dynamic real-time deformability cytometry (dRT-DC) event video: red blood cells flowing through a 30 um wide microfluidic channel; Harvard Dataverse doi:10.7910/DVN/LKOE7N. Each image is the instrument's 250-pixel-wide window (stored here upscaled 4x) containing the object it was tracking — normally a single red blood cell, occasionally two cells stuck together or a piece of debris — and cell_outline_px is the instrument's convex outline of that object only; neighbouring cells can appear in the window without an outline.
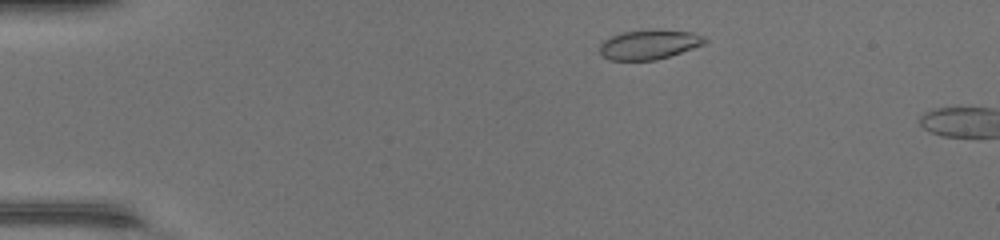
{"species": "common noctule bat (a hibernating species)", "species_latin": "Nyctalus noctula", "temperature_condition": "warm", "stored_images_in_passage": 6, "camera_frame_rate_fps": 3000, "um_per_image_px": 0.085, "animal": {"sex": "female", "body_mass_g": 17.0, "forearm_length_mm": 48.0}, "frame": {"image": 1, "passage_image": 4, "time_ms": 1.0, "image_size_px": [1000, 240], "cell_outline_px": [[708, 40], [704, 44], [656, 60], [608, 60], [600, 52], [600, 44], [604, 40], [612, 36], [624, 32], [652, 28], [692, 32], [704, 36]], "centroid_in_image_um": [55.18, 3.76], "position_along_channel_um": 29.8, "area_um2": 18.15}}